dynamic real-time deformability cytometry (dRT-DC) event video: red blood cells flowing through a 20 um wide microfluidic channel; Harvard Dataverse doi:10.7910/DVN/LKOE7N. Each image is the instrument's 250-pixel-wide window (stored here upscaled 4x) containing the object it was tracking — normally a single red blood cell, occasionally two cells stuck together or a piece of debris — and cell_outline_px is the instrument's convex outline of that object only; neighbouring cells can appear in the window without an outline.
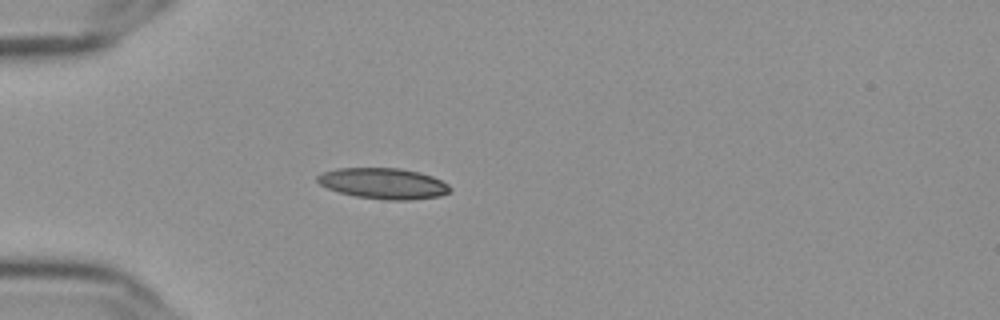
{"species": "Egyptian fruit bat (a non-hibernating species)", "species_latin": "Rousettus aegyptiacus", "temperature_condition": "cold", "stored_images_in_passage": 41, "camera_frame_rate_fps": 3000, "um_per_image_px": 0.085, "frame": {"image": 1, "passage_image": 1, "time_ms": 0.0, "image_size_px": [1000, 320], "cell_outline_px": [[452, 188], [448, 192], [440, 196], [408, 200], [388, 200], [356, 196], [340, 192], [328, 188], [320, 184], [316, 180], [316, 176], [324, 172], [336, 168], [400, 168], [420, 172], [432, 176], [448, 184]], "centroid_in_image_um": [32.6, 15.59], "position_along_channel_um": 52.4, "area_um2": 23.76}}
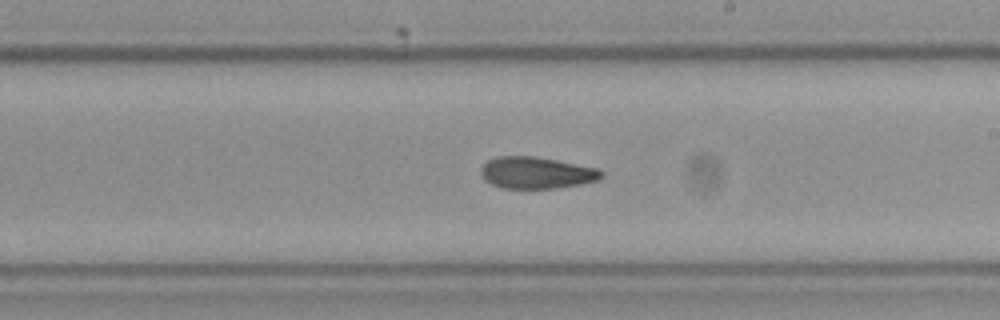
{"frame": {"image": 2, "passage_image": 18, "time_ms": 5.667, "image_size_px": [1000, 320], "cell_outline_px": [[604, 176], [596, 180], [580, 184], [556, 188], [504, 188], [492, 184], [480, 172], [480, 168], [488, 160], [496, 156], [536, 156], [596, 168], [604, 172]], "centroid_in_image_um": [45.6, 14.67], "position_along_channel_um": 243.4, "area_um2": 22.02}}
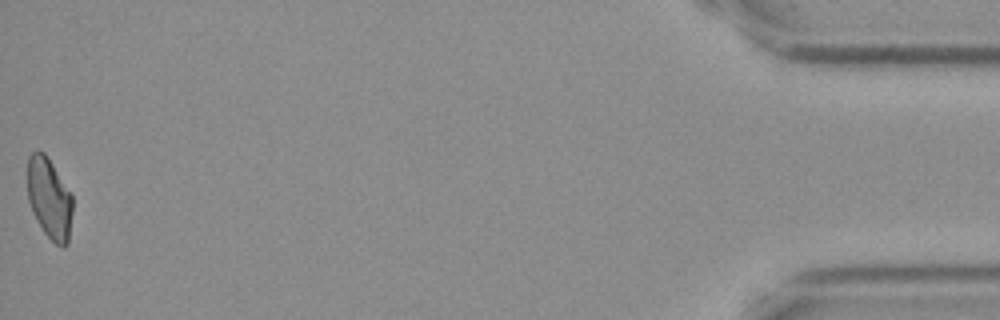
{"frame": {"image": 3, "passage_image": 41, "time_ms": 13.333, "image_size_px": [1000, 320], "cell_outline_px": [[72, 212], [68, 244], [64, 248], [56, 244], [44, 232], [32, 212], [28, 200], [28, 156], [32, 152], [44, 152], [72, 192]], "centroid_in_image_um": [4.21, 16.87], "position_along_channel_um": 431.0, "area_um2": 21.33}, "authors_computed_cell_mechanics": {"area_um2": 22.3686, "velocity_mm_per_s": 3.6078, "shape_relaxation_time_tau1_ms": 11.0784, "shape_relaxation_time_tau2_ms": 3.5055, "deformation_change_tau1": 0.2166, "deformation_change_tau2": 0.099}}